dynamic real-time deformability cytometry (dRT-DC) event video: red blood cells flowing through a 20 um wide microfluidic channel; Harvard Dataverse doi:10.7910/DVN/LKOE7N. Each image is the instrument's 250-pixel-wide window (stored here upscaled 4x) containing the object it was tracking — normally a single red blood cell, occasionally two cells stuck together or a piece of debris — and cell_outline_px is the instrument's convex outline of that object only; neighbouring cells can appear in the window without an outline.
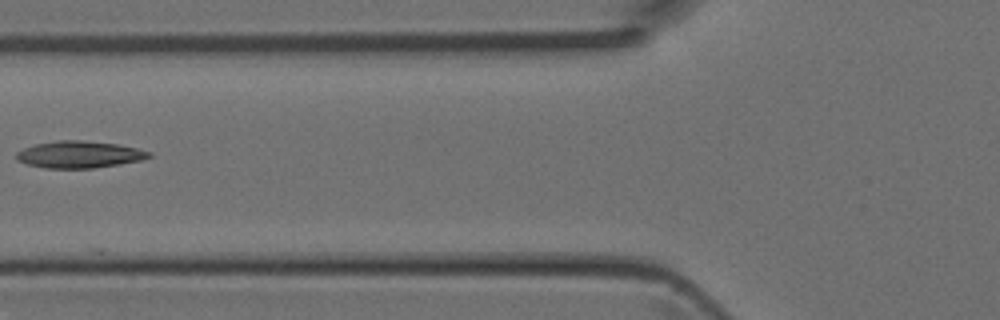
{"species": "Egyptian fruit bat (a non-hibernating species)", "species_latin": "Rousettus aegyptiacus", "temperature_condition": "room temperature", "stored_images_in_passage": 2, "camera_frame_rate_fps": 3000, "um_per_image_px": 0.085, "animal": {"sex": "female"}, "frame": {"image": 1, "passage_image": 2, "time_ms": 0.333, "image_size_px": [1000, 320], "cell_outline_px": [[152, 156], [140, 160], [120, 164], [92, 168], [44, 168], [28, 164], [16, 160], [16, 152], [24, 148], [36, 144], [56, 140], [80, 140], [116, 144], [136, 148], [152, 152]], "centroid_in_image_um": [6.72, 13.13], "position_along_channel_um": 119.1, "area_um2": 20.69}}